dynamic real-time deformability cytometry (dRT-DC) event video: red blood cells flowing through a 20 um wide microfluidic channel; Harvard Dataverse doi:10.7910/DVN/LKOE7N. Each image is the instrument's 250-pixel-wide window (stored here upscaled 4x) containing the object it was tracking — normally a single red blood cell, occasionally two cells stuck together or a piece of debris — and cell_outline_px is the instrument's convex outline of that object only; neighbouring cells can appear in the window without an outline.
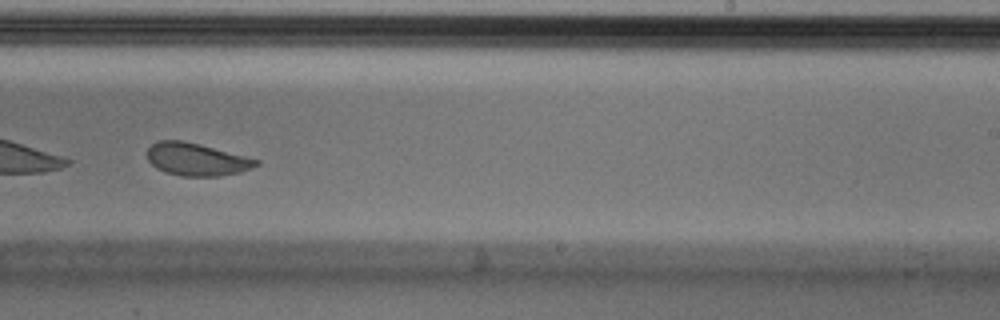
{"species": "Egyptian fruit bat (a non-hibernating species)", "species_latin": "Rousettus aegyptiacus", "temperature_condition": "cold", "stored_images_in_passage": 40, "camera_frame_rate_fps": 3000, "um_per_image_px": 0.085, "animal": {"sex": "male"}, "frame": {"image": 1, "passage_image": 23, "time_ms": 7.333, "image_size_px": [1000, 320], "cell_outline_px": [[260, 164], [252, 168], [240, 172], [220, 176], [180, 176], [164, 172], [156, 168], [148, 160], [148, 148], [152, 144], [160, 140], [180, 140], [200, 144], [248, 156], [260, 160]], "centroid_in_image_um": [16.74, 13.55], "position_along_channel_um": 272.3, "area_um2": 20.87}, "authors_computed_cell_mechanics": {"area_um2": 21.9351, "velocity_mm_per_s": 3.7441, "shape_relaxation_time_tau1_ms": 5.7698, "shape_relaxation_time_tau2_ms": 0.9911, "deformation_change_tau1": 0.1491, "deformation_change_tau2": 0.0703}}